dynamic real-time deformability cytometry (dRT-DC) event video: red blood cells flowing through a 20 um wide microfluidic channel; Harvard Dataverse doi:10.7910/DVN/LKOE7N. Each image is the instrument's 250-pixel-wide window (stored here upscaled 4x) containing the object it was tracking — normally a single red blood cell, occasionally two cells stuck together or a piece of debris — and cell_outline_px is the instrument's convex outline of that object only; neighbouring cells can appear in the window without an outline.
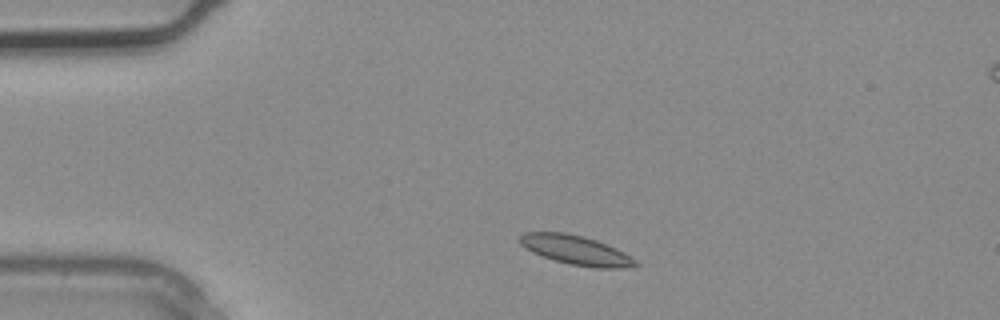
{"species": "common noctule bat (a hibernating species)", "species_latin": "Nyctalus noctula", "temperature_condition": "warm", "stored_images_in_passage": 2, "camera_frame_rate_fps": 3000, "um_per_image_px": 0.085, "animal": {"sex": "male", "body_mass_g": 20.4}, "frame": {"image": 1, "passage_image": 1, "time_ms": 0.0, "image_size_px": [1000, 320], "cell_outline_px": [[640, 264], [620, 268], [596, 268], [568, 264], [544, 256], [520, 244], [520, 236], [524, 232], [564, 232], [584, 236], [596, 240], [616, 248], [624, 252], [636, 260]], "centroid_in_image_um": [49.0, 21.25], "position_along_channel_um": 36.0, "area_um2": 19.42}}